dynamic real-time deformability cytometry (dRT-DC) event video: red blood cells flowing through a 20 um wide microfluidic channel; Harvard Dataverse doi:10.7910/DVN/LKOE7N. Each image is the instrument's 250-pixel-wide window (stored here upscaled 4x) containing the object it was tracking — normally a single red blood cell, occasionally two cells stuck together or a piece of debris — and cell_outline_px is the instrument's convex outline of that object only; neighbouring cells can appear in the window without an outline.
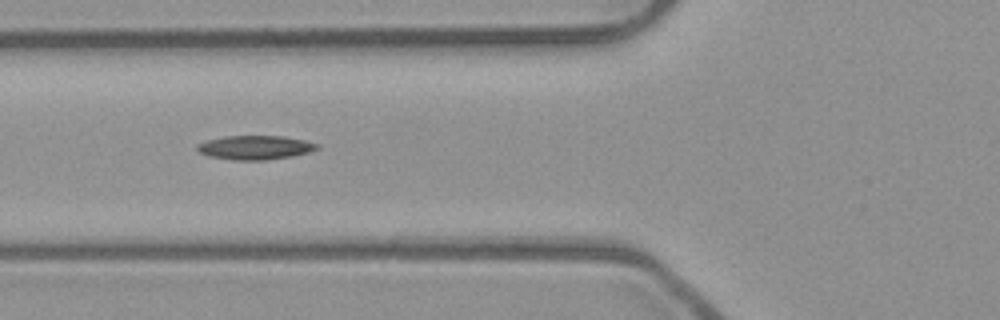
{"species": "common noctule bat (a hibernating species)", "species_latin": "Nyctalus noctula", "temperature_condition": "room temperature", "stored_images_in_passage": 9, "camera_frame_rate_fps": 3000, "um_per_image_px": 0.085, "animal": {"sex": "male", "body_mass_g": 23.1, "forearm_length_mm": 52.7}, "frame": {"image": 1, "passage_image": 6, "time_ms": 1.667, "image_size_px": [1000, 320], "cell_outline_px": [[320, 148], [308, 152], [292, 156], [268, 160], [232, 160], [208, 156], [200, 152], [196, 148], [196, 144], [208, 140], [224, 136], [284, 136], [304, 140], [320, 144]], "centroid_in_image_um": [21.7, 12.54], "position_along_channel_um": 104.1, "area_um2": 16.88}}
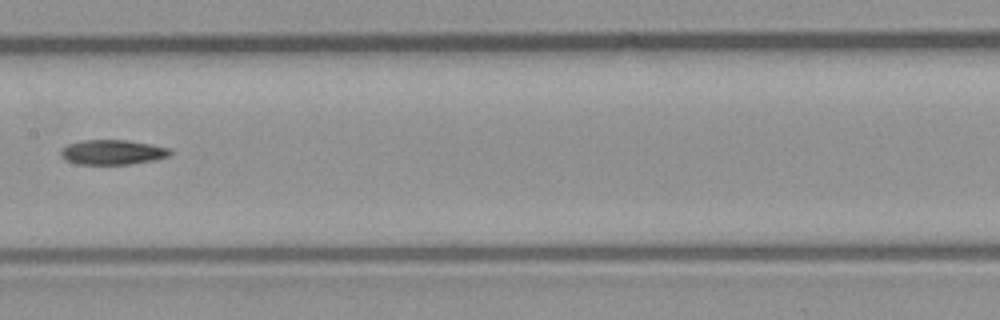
{"frame": {"image": 2, "passage_image": 8, "time_ms": 2.333, "image_size_px": [1000, 320], "cell_outline_px": [[172, 152], [168, 156], [152, 160], [128, 164], [76, 164], [64, 160], [60, 156], [60, 148], [68, 144], [84, 140], [124, 140], [172, 148]], "centroid_in_image_um": [9.5, 12.94], "position_along_channel_um": 197.9, "area_um2": 15.78}}
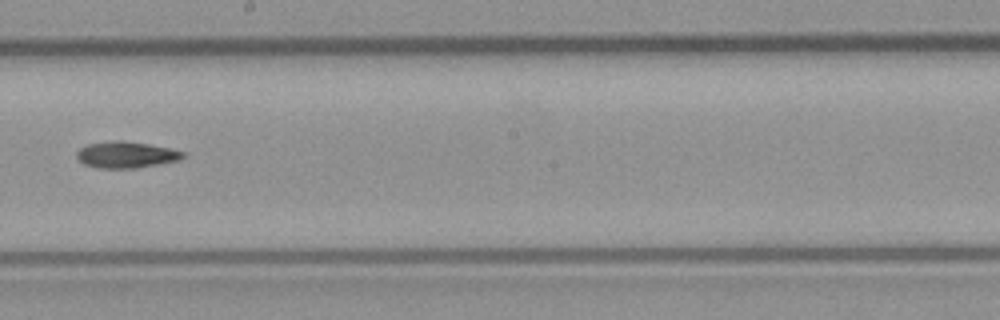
{"frame": {"image": 3, "passage_image": 9, "time_ms": 2.667, "image_size_px": [1000, 320], "cell_outline_px": [[184, 156], [180, 160], [136, 168], [100, 168], [84, 164], [76, 156], [76, 152], [80, 148], [88, 144], [112, 140], [120, 140], [148, 144], [168, 148], [184, 152]], "centroid_in_image_um": [10.7, 13.15], "position_along_channel_um": 237.5, "area_um2": 16.18}}